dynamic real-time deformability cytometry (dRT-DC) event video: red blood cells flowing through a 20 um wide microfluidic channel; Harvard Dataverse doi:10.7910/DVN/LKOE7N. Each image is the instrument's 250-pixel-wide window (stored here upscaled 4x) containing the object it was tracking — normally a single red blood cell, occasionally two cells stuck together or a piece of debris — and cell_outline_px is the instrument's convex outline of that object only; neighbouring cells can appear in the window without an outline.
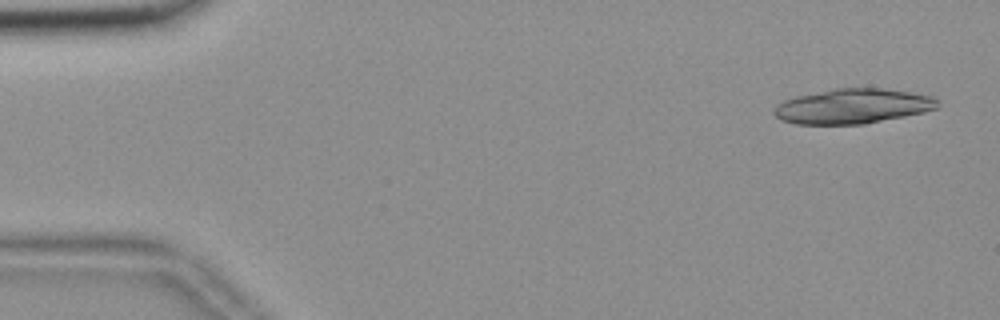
{"species": "common noctule bat (a hibernating species)", "species_latin": "Nyctalus noctula", "temperature_condition": "room temperature", "stored_images_in_passage": 18, "camera_frame_rate_fps": 3000, "um_per_image_px": 0.085, "animal": {"sex": "female", "body_mass_g": 18.4}, "frame": {"image": 1, "passage_image": 3, "time_ms": 0.667, "image_size_px": [1000, 320], "cell_outline_px": [[940, 104], [936, 108], [924, 112], [864, 124], [796, 124], [780, 120], [772, 112], [776, 104], [784, 100], [796, 96], [832, 88], [884, 88], [912, 92], [936, 96]], "centroid_in_image_um": [72.49, 9.02], "position_along_channel_um": 12.5, "area_um2": 33.58}}